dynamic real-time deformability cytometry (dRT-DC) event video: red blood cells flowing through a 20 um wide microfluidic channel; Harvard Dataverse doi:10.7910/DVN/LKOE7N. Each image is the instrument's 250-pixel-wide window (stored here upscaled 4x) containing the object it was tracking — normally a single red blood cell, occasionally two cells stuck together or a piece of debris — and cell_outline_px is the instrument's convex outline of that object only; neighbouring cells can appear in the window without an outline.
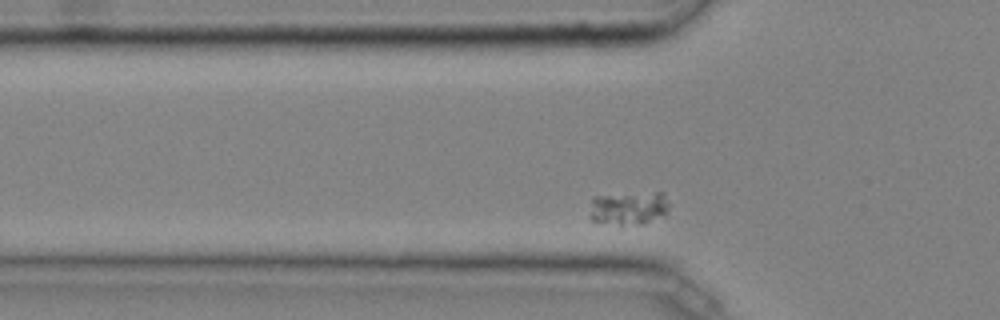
{"species": "common noctule bat (a hibernating species)", "species_latin": "Nyctalus noctula", "temperature_condition": "cold", "stored_images_in_passage": 37, "camera_frame_rate_fps": 3000, "um_per_image_px": 0.085, "animal": {"sex": "male", "body_mass_g": 20.4}, "frame": {"image": 1, "passage_image": 5, "time_ms": 1.333, "image_size_px": [1000, 320], "cell_outline_px": [[668, 212], [664, 216], [644, 224], [620, 224], [592, 220], [588, 216], [592, 196], [656, 192], [664, 192], [668, 204]], "centroid_in_image_um": [53.44, 17.68], "position_along_channel_um": 72.4, "area_um2": 15.55}}
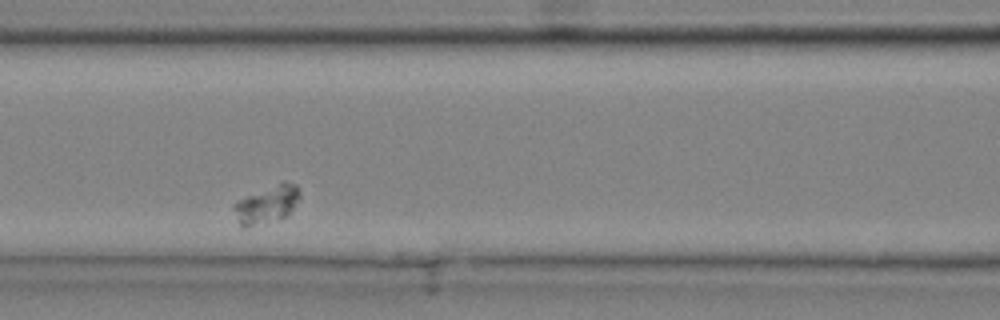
{"frame": {"image": 2, "passage_image": 11, "time_ms": 3.333, "image_size_px": [1000, 320], "cell_outline_px": [[300, 196], [288, 216], [244, 228], [240, 224], [232, 208], [232, 204], [236, 200], [284, 180], [296, 184], [300, 192]], "centroid_in_image_um": [22.67, 17.35], "position_along_channel_um": 143.9, "area_um2": 14.51}}
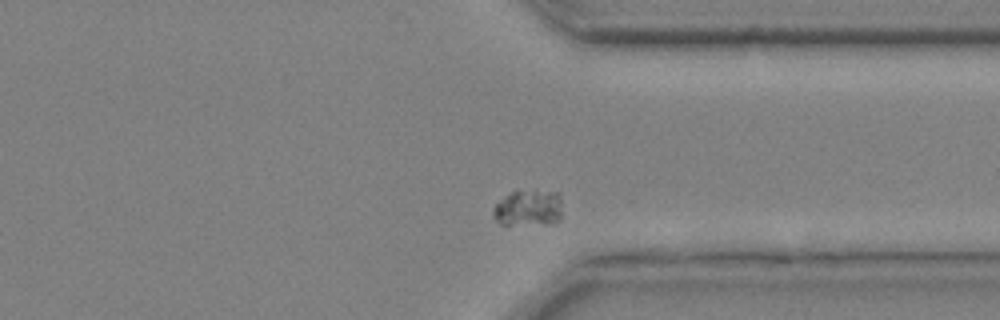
{"frame": {"image": 3, "passage_image": 29, "time_ms": 9.333, "image_size_px": [1000, 320], "cell_outline_px": [[560, 216], [556, 220], [544, 224], [500, 224], [492, 216], [492, 212], [496, 204], [504, 196], [512, 192], [556, 192], [560, 196]], "centroid_in_image_um": [44.86, 17.7], "position_along_channel_um": 366.5, "area_um2": 14.05}}